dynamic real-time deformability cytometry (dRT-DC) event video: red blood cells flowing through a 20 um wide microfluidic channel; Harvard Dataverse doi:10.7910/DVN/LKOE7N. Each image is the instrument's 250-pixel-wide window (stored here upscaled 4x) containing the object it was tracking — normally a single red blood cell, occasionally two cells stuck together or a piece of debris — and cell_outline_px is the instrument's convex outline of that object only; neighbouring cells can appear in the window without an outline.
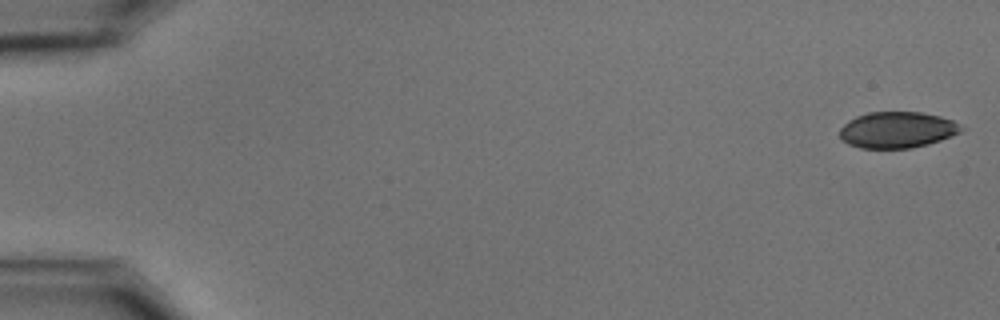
{"species": "common noctule bat (a hibernating species)", "species_latin": "Nyctalus noctula", "temperature_condition": "cold", "stored_images_in_passage": 11, "camera_frame_rate_fps": 3000, "um_per_image_px": 0.085, "animal": {"sex": "male", "body_mass_g": 15.6}, "frame": {"image": 1, "passage_image": 1, "time_ms": 0.0, "image_size_px": [1000, 320], "cell_outline_px": [[968, 128], [952, 136], [928, 144], [912, 148], [860, 148], [848, 144], [840, 136], [840, 128], [848, 120], [856, 116], [868, 112], [920, 112], [940, 116], [952, 120]], "centroid_in_image_um": [76.29, 11.03], "position_along_channel_um": 8.7, "area_um2": 25.78}}